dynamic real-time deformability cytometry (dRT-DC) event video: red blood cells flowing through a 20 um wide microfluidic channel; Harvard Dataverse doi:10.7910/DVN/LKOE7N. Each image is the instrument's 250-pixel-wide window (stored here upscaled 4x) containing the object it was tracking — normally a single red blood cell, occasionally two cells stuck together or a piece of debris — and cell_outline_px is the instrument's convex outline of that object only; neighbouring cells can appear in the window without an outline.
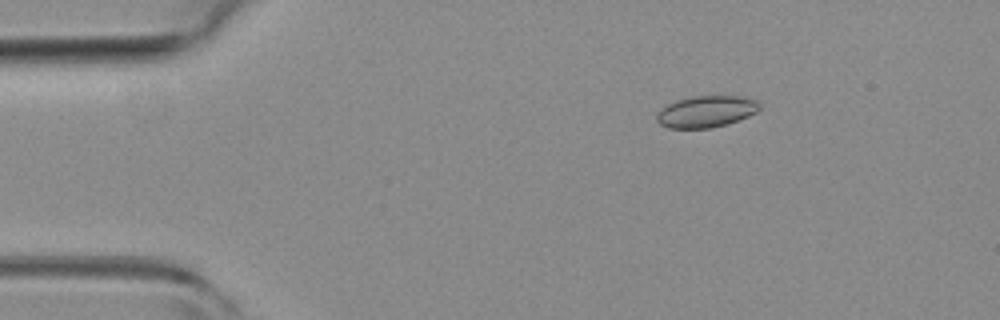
{"species": "common noctule bat (a hibernating species)", "species_latin": "Nyctalus noctula", "temperature_condition": "room temperature", "stored_images_in_passage": 14, "camera_frame_rate_fps": 3000, "um_per_image_px": 0.085, "animal": {"sex": "female", "body_mass_g": 19.3, "forearm_length_mm": 54.1}, "frame": {"image": 1, "passage_image": 8, "time_ms": 2.333, "image_size_px": [1000, 320], "cell_outline_px": [[760, 108], [756, 112], [748, 116], [728, 124], [712, 128], [668, 128], [660, 124], [656, 120], [656, 112], [660, 108], [668, 104], [692, 96], [740, 96], [756, 100], [760, 104]], "centroid_in_image_um": [60.01, 9.49], "position_along_channel_um": 25.0, "area_um2": 18.96}}